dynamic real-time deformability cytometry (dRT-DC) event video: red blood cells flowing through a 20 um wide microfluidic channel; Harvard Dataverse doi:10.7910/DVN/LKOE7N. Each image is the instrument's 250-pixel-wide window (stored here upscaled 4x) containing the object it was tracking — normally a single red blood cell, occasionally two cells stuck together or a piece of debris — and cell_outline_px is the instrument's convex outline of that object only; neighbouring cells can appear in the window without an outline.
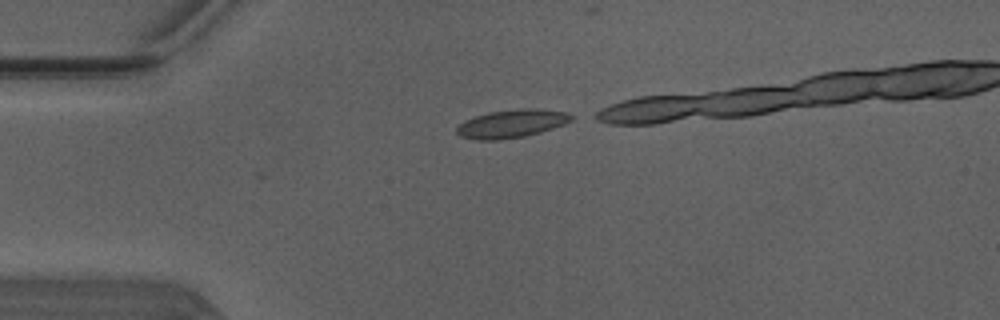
{"species": "Egyptian fruit bat (a non-hibernating species)", "species_latin": "Rousettus aegyptiacus", "temperature_condition": "warm", "stored_images_in_passage": 10, "camera_frame_rate_fps": 3000, "um_per_image_px": 0.085, "animal": {"sex": "male"}, "frame": {"image": 1, "passage_image": 1, "time_ms": 0.0, "image_size_px": [1000, 320], "cell_outline_px": [[576, 116], [572, 120], [564, 124], [540, 132], [524, 136], [500, 140], [476, 140], [460, 136], [456, 132], [456, 128], [464, 120], [488, 112], [520, 108], [532, 108], [568, 112]], "centroid_in_image_um": [43.5, 10.5], "position_along_channel_um": 41.5, "area_um2": 18.9}}
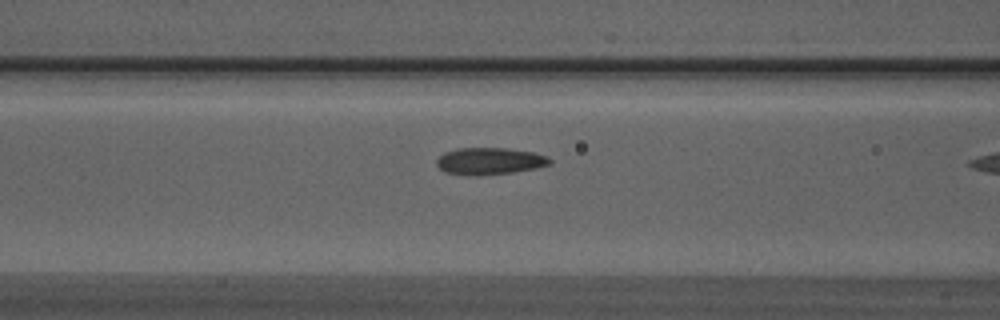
{"frame": {"image": 2, "passage_image": 9, "time_ms": 2.667, "image_size_px": [1000, 320], "cell_outline_px": [[552, 164], [536, 168], [512, 172], [444, 172], [436, 164], [436, 160], [444, 152], [456, 148], [508, 148], [532, 152], [548, 156], [552, 160]], "centroid_in_image_um": [41.69, 13.63], "position_along_channel_um": 124.9, "area_um2": 16.88}}